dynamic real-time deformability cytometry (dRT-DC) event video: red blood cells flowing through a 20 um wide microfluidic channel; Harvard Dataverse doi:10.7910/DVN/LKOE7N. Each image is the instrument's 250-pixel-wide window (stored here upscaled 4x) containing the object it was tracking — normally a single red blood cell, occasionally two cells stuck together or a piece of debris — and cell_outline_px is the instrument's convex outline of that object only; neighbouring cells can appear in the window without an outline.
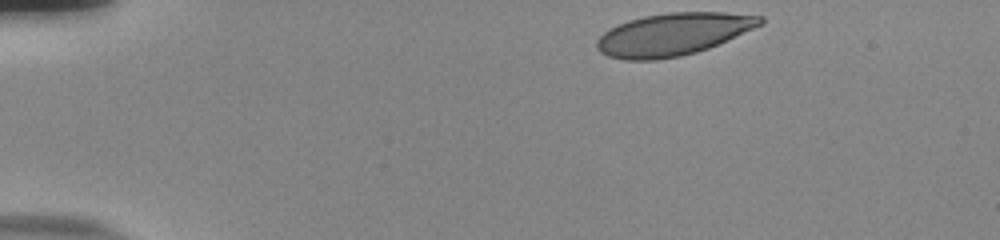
{"species": "human", "species_latin": "Homo sapiens", "temperature_condition": "room temperature", "stored_images_in_passage": 38, "camera_frame_rate_fps": 3000, "um_per_image_px": 0.085, "donor": {"sex": "male"}, "frame": {"image": 1, "passage_image": 1, "time_ms": 0.0, "image_size_px": [1000, 240], "cell_outline_px": [[764, 24], [708, 48], [696, 52], [680, 56], [656, 60], [624, 60], [608, 56], [600, 52], [596, 48], [596, 40], [604, 32], [616, 24], [628, 20], [644, 16], [668, 12], [724, 12], [764, 16]], "centroid_in_image_um": [57.2, 2.91], "position_along_channel_um": 27.8, "area_um2": 40.52}}
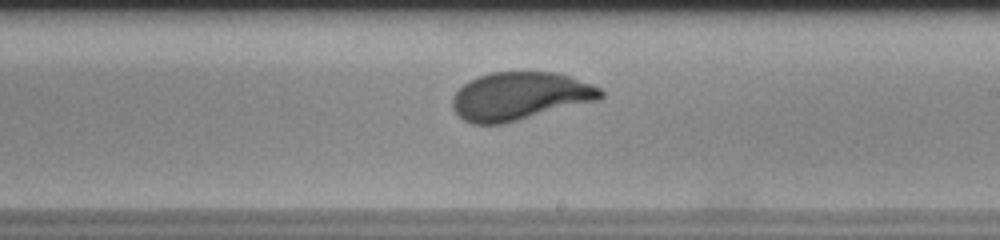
{"frame": {"image": 2, "passage_image": 25, "time_ms": 8.0, "image_size_px": [1000, 240], "cell_outline_px": [[604, 96], [600, 100], [504, 124], [472, 124], [464, 120], [452, 108], [452, 96], [468, 80], [492, 72], [556, 72], [592, 84], [600, 88], [604, 92]], "centroid_in_image_um": [44.21, 8.18], "position_along_channel_um": 244.8, "area_um2": 41.62}}
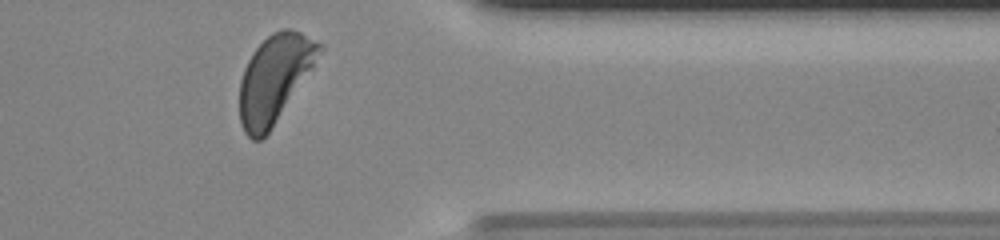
{"frame": {"image": 3, "passage_image": 37, "time_ms": 12.0, "image_size_px": [1000, 240], "cell_outline_px": [[324, 48], [312, 68], [268, 132], [260, 140], [252, 140], [244, 132], [240, 124], [240, 80], [244, 68], [252, 52], [272, 32], [280, 28], [292, 28], [324, 44]], "centroid_in_image_um": [23.33, 6.64], "position_along_channel_um": 388.1, "area_um2": 40.17}, "authors_computed_cell_mechanics": {"area_um2": 41.4426, "velocity_mm_per_s": 3.8152, "shape_relaxation_time_tau1_ms": 3.228, "shape_relaxation_time_tau2_ms": null, "deformation_change_tau1": 0.158, "deformation_change_tau2": null}}